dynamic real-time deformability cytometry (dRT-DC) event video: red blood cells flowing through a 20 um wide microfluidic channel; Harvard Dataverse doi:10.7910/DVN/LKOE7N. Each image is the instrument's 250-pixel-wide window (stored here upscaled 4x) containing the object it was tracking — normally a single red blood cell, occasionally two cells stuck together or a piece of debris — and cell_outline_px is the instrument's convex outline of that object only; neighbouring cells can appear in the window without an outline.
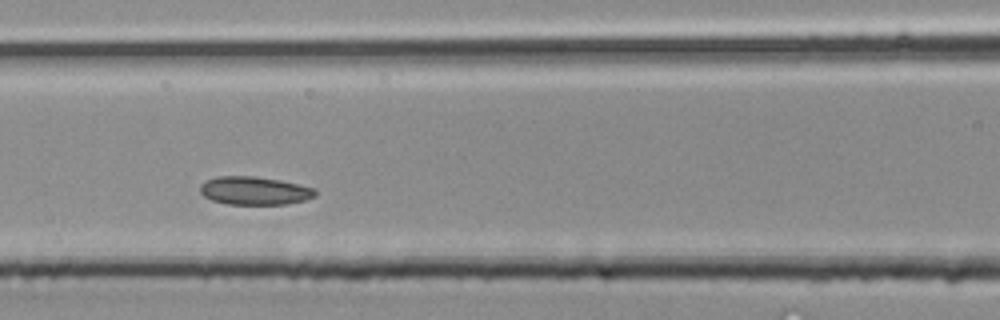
{"species": "common noctule bat (a hibernating species)", "species_latin": "Nyctalus noctula", "temperature_condition": "room temperature", "stored_images_in_passage": 30, "camera_frame_rate_fps": 3000, "um_per_image_px": 0.085, "animal": {"sex": "male", "body_mass_g": 20.4}, "frame": {"image": 1, "passage_image": 9, "time_ms": 2.667, "image_size_px": [1000, 320], "cell_outline_px": [[316, 196], [304, 200], [284, 204], [228, 204], [212, 200], [204, 196], [200, 192], [200, 184], [204, 180], [216, 176], [252, 176], [280, 180], [300, 184], [316, 188]], "centroid_in_image_um": [21.62, 16.2], "position_along_channel_um": 145.0, "area_um2": 19.02}}
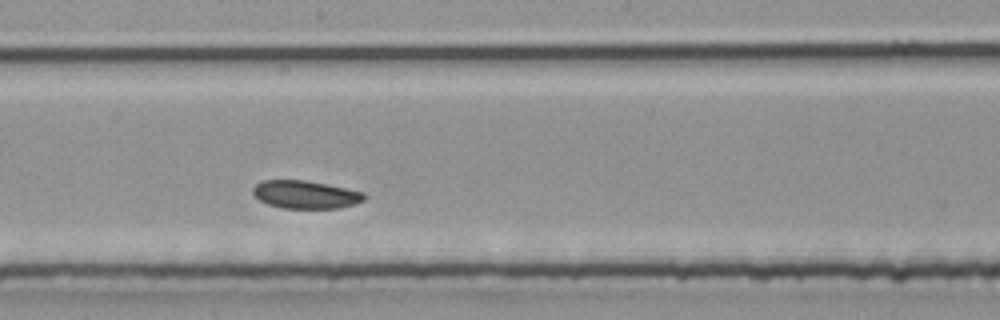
{"frame": {"image": 2, "passage_image": 13, "time_ms": 4.0, "image_size_px": [1000, 320], "cell_outline_px": [[364, 200], [340, 208], [280, 208], [268, 204], [260, 200], [252, 192], [252, 188], [256, 184], [264, 180], [304, 180], [328, 184], [364, 192]], "centroid_in_image_um": [25.95, 16.53], "position_along_channel_um": 222.3, "area_um2": 18.03}}